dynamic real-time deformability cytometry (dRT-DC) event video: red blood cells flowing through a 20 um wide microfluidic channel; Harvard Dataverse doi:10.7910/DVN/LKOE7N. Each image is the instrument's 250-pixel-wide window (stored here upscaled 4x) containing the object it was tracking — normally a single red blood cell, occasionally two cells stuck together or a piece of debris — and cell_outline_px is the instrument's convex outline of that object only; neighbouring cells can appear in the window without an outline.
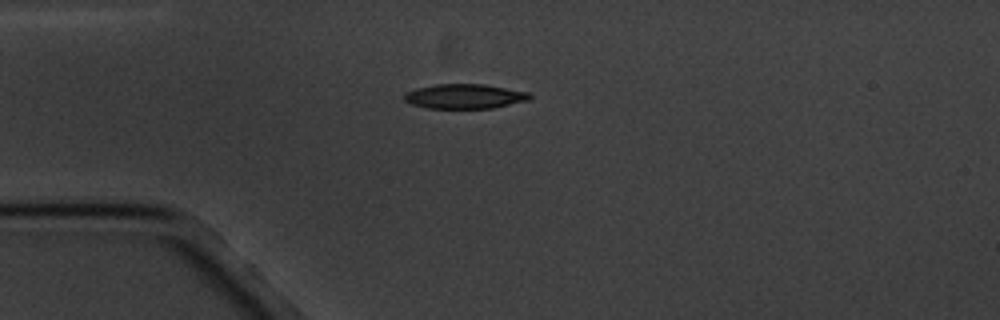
{"species": "common noctule bat (a hibernating species)", "species_latin": "Nyctalus noctula", "temperature_condition": "cold", "stored_images_in_passage": 13, "camera_frame_rate_fps": 3000, "um_per_image_px": 0.085, "animal": {"sex": "male", "body_mass_g": 20.1, "forearm_length_mm": 53.5}, "frame": {"image": 1, "passage_image": 1, "time_ms": 0.0, "image_size_px": [1000, 320], "cell_outline_px": [[532, 96], [528, 100], [492, 108], [428, 108], [412, 104], [404, 100], [404, 92], [416, 88], [436, 84], [484, 84], [528, 92]], "centroid_in_image_um": [39.46, 8.18], "position_along_channel_um": 45.5, "area_um2": 17.92}}
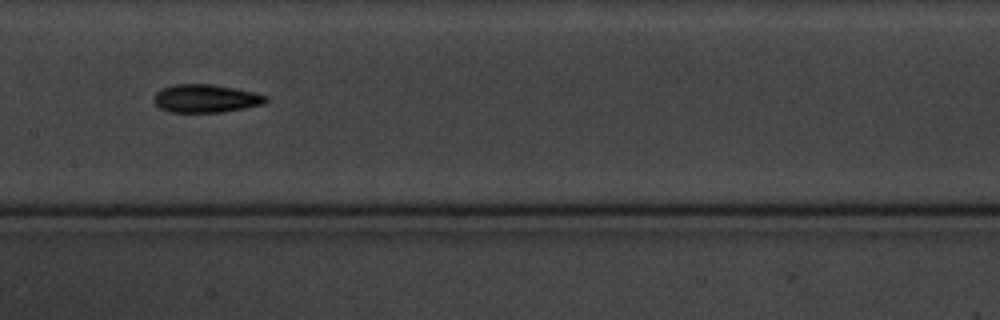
{"frame": {"image": 2, "passage_image": 5, "time_ms": 4.667, "image_size_px": [1000, 320], "cell_outline_px": [[268, 100], [264, 104], [244, 108], [220, 112], [168, 112], [160, 108], [152, 100], [152, 96], [156, 92], [164, 88], [176, 84], [212, 84], [236, 88], [268, 96]], "centroid_in_image_um": [17.47, 8.37], "position_along_channel_um": 189.9, "area_um2": 18.38}}
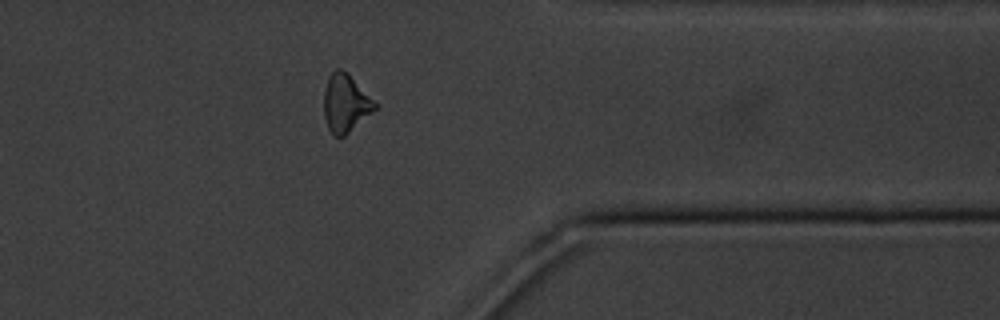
{"frame": {"image": 3, "passage_image": 10, "time_ms": 10.667, "image_size_px": [1000, 320], "cell_outline_px": [[376, 108], [372, 112], [344, 136], [336, 136], [328, 128], [324, 116], [324, 88], [328, 76], [336, 68], [340, 68], [348, 72], [376, 104]], "centroid_in_image_um": [29.33, 8.74], "position_along_channel_um": 382.1, "area_um2": 16.94}, "authors_computed_cell_mechanics": {"area_um2": 18.0914, "velocity_mm_per_s": 3.3908, "shape_relaxation_time_tau1_ms": 2.9327, "shape_relaxation_time_tau2_ms": null, "deformation_change_tau1": 0.1175, "deformation_change_tau2": null}}